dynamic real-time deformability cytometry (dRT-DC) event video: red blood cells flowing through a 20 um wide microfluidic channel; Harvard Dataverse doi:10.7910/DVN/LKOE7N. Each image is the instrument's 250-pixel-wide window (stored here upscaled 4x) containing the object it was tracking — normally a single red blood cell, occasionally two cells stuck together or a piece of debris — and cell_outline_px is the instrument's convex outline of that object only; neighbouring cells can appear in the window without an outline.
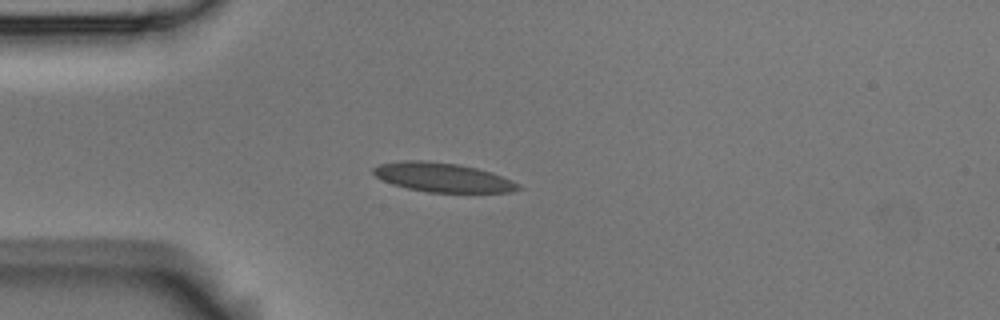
{"species": "Egyptian fruit bat (a non-hibernating species)", "species_latin": "Rousettus aegyptiacus", "temperature_condition": "room temperature", "stored_images_in_passage": 9, "camera_frame_rate_fps": 3000, "um_per_image_px": 0.085, "animal": {"sex": "male"}, "frame": {"image": 1, "passage_image": 2, "time_ms": 0.333, "image_size_px": [1000, 320], "cell_outline_px": [[524, 188], [512, 192], [428, 192], [408, 188], [392, 184], [376, 176], [372, 172], [372, 168], [380, 164], [400, 160], [428, 160], [456, 164], [476, 168], [492, 172], [520, 184]], "centroid_in_image_um": [37.64, 15.07], "position_along_channel_um": 47.4, "area_um2": 24.62}}
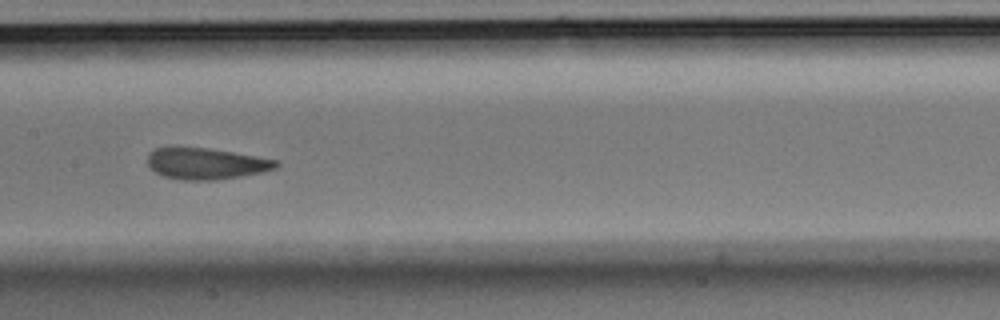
{"frame": {"image": 2, "passage_image": 6, "time_ms": 1.667, "image_size_px": [1000, 320], "cell_outline_px": [[280, 164], [276, 168], [264, 172], [216, 180], [184, 180], [164, 176], [156, 172], [148, 164], [148, 152], [156, 148], [176, 144], [208, 148], [280, 160]], "centroid_in_image_um": [17.5, 13.87], "position_along_channel_um": 189.9, "area_um2": 24.04}}
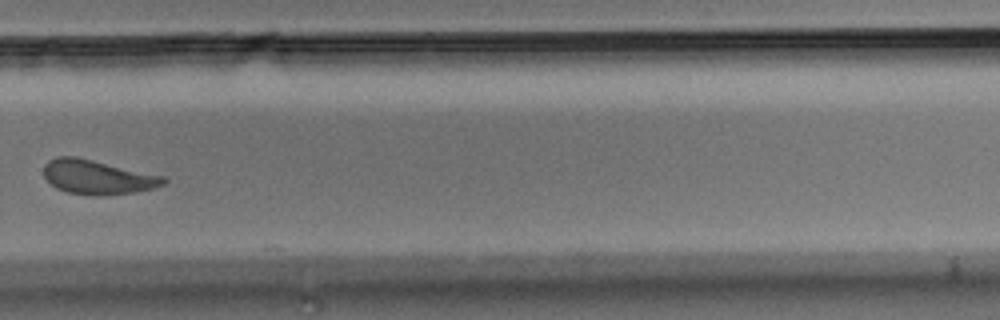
{"frame": {"image": 3, "passage_image": 9, "time_ms": 2.667, "image_size_px": [1000, 320], "cell_outline_px": [[168, 180], [164, 184], [152, 188], [132, 192], [100, 196], [96, 196], [68, 192], [56, 188], [44, 176], [44, 164], [48, 160], [56, 156], [76, 156], [164, 176]], "centroid_in_image_um": [8.26, 15.04], "position_along_channel_um": 321.5, "area_um2": 23.81}}